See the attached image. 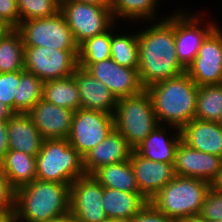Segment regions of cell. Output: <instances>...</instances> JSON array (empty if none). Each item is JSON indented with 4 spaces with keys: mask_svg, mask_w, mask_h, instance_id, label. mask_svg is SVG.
Segmentation results:
<instances>
[{
    "mask_svg": "<svg viewBox=\"0 0 222 222\" xmlns=\"http://www.w3.org/2000/svg\"><path fill=\"white\" fill-rule=\"evenodd\" d=\"M86 70L105 84L117 99L145 90L139 79L138 68L120 66L111 58L92 63Z\"/></svg>",
    "mask_w": 222,
    "mask_h": 222,
    "instance_id": "obj_14",
    "label": "cell"
},
{
    "mask_svg": "<svg viewBox=\"0 0 222 222\" xmlns=\"http://www.w3.org/2000/svg\"><path fill=\"white\" fill-rule=\"evenodd\" d=\"M78 45L87 39L108 31L116 22L110 7L60 0L59 11Z\"/></svg>",
    "mask_w": 222,
    "mask_h": 222,
    "instance_id": "obj_9",
    "label": "cell"
},
{
    "mask_svg": "<svg viewBox=\"0 0 222 222\" xmlns=\"http://www.w3.org/2000/svg\"><path fill=\"white\" fill-rule=\"evenodd\" d=\"M73 77L79 90L82 109L114 115L118 99L105 84L80 67L75 70Z\"/></svg>",
    "mask_w": 222,
    "mask_h": 222,
    "instance_id": "obj_20",
    "label": "cell"
},
{
    "mask_svg": "<svg viewBox=\"0 0 222 222\" xmlns=\"http://www.w3.org/2000/svg\"><path fill=\"white\" fill-rule=\"evenodd\" d=\"M37 178L71 185L84 176L83 157L70 145L68 139H44L36 156Z\"/></svg>",
    "mask_w": 222,
    "mask_h": 222,
    "instance_id": "obj_5",
    "label": "cell"
},
{
    "mask_svg": "<svg viewBox=\"0 0 222 222\" xmlns=\"http://www.w3.org/2000/svg\"><path fill=\"white\" fill-rule=\"evenodd\" d=\"M143 23L142 28L138 27L140 30H137L138 73L143 88L147 89L158 82L183 74L186 69L177 59L174 10L162 20Z\"/></svg>",
    "mask_w": 222,
    "mask_h": 222,
    "instance_id": "obj_1",
    "label": "cell"
},
{
    "mask_svg": "<svg viewBox=\"0 0 222 222\" xmlns=\"http://www.w3.org/2000/svg\"><path fill=\"white\" fill-rule=\"evenodd\" d=\"M176 222H209L205 217H203L200 213L192 214L187 217H182L176 220Z\"/></svg>",
    "mask_w": 222,
    "mask_h": 222,
    "instance_id": "obj_41",
    "label": "cell"
},
{
    "mask_svg": "<svg viewBox=\"0 0 222 222\" xmlns=\"http://www.w3.org/2000/svg\"><path fill=\"white\" fill-rule=\"evenodd\" d=\"M103 208L109 220L128 222L148 203L139 192L103 187Z\"/></svg>",
    "mask_w": 222,
    "mask_h": 222,
    "instance_id": "obj_24",
    "label": "cell"
},
{
    "mask_svg": "<svg viewBox=\"0 0 222 222\" xmlns=\"http://www.w3.org/2000/svg\"><path fill=\"white\" fill-rule=\"evenodd\" d=\"M78 67V52L24 47V70L43 82L71 76Z\"/></svg>",
    "mask_w": 222,
    "mask_h": 222,
    "instance_id": "obj_10",
    "label": "cell"
},
{
    "mask_svg": "<svg viewBox=\"0 0 222 222\" xmlns=\"http://www.w3.org/2000/svg\"><path fill=\"white\" fill-rule=\"evenodd\" d=\"M133 150L126 139L114 128L102 142L83 157L85 174L91 175L102 166L130 160Z\"/></svg>",
    "mask_w": 222,
    "mask_h": 222,
    "instance_id": "obj_19",
    "label": "cell"
},
{
    "mask_svg": "<svg viewBox=\"0 0 222 222\" xmlns=\"http://www.w3.org/2000/svg\"><path fill=\"white\" fill-rule=\"evenodd\" d=\"M42 99L73 111L81 108L79 90L73 75L45 81Z\"/></svg>",
    "mask_w": 222,
    "mask_h": 222,
    "instance_id": "obj_28",
    "label": "cell"
},
{
    "mask_svg": "<svg viewBox=\"0 0 222 222\" xmlns=\"http://www.w3.org/2000/svg\"><path fill=\"white\" fill-rule=\"evenodd\" d=\"M210 187L207 181L175 175L149 203L176 221L200 213Z\"/></svg>",
    "mask_w": 222,
    "mask_h": 222,
    "instance_id": "obj_4",
    "label": "cell"
},
{
    "mask_svg": "<svg viewBox=\"0 0 222 222\" xmlns=\"http://www.w3.org/2000/svg\"><path fill=\"white\" fill-rule=\"evenodd\" d=\"M120 25L123 27V24L120 23H115L112 26L111 59H113L120 66L138 68V34L135 32L137 29L132 32L131 28H127L128 30L124 28L121 29ZM129 29H131V32Z\"/></svg>",
    "mask_w": 222,
    "mask_h": 222,
    "instance_id": "obj_26",
    "label": "cell"
},
{
    "mask_svg": "<svg viewBox=\"0 0 222 222\" xmlns=\"http://www.w3.org/2000/svg\"><path fill=\"white\" fill-rule=\"evenodd\" d=\"M21 23L17 0H0V26L17 28Z\"/></svg>",
    "mask_w": 222,
    "mask_h": 222,
    "instance_id": "obj_36",
    "label": "cell"
},
{
    "mask_svg": "<svg viewBox=\"0 0 222 222\" xmlns=\"http://www.w3.org/2000/svg\"><path fill=\"white\" fill-rule=\"evenodd\" d=\"M0 222H15L14 208H0Z\"/></svg>",
    "mask_w": 222,
    "mask_h": 222,
    "instance_id": "obj_40",
    "label": "cell"
},
{
    "mask_svg": "<svg viewBox=\"0 0 222 222\" xmlns=\"http://www.w3.org/2000/svg\"><path fill=\"white\" fill-rule=\"evenodd\" d=\"M70 185L41 181L15 190V222H49L69 215Z\"/></svg>",
    "mask_w": 222,
    "mask_h": 222,
    "instance_id": "obj_2",
    "label": "cell"
},
{
    "mask_svg": "<svg viewBox=\"0 0 222 222\" xmlns=\"http://www.w3.org/2000/svg\"><path fill=\"white\" fill-rule=\"evenodd\" d=\"M106 222H125V221H120V220H108Z\"/></svg>",
    "mask_w": 222,
    "mask_h": 222,
    "instance_id": "obj_46",
    "label": "cell"
},
{
    "mask_svg": "<svg viewBox=\"0 0 222 222\" xmlns=\"http://www.w3.org/2000/svg\"><path fill=\"white\" fill-rule=\"evenodd\" d=\"M27 113L44 139H67L69 137L73 110L41 99Z\"/></svg>",
    "mask_w": 222,
    "mask_h": 222,
    "instance_id": "obj_17",
    "label": "cell"
},
{
    "mask_svg": "<svg viewBox=\"0 0 222 222\" xmlns=\"http://www.w3.org/2000/svg\"><path fill=\"white\" fill-rule=\"evenodd\" d=\"M112 27L79 45L78 66L87 69L92 63L111 58Z\"/></svg>",
    "mask_w": 222,
    "mask_h": 222,
    "instance_id": "obj_32",
    "label": "cell"
},
{
    "mask_svg": "<svg viewBox=\"0 0 222 222\" xmlns=\"http://www.w3.org/2000/svg\"><path fill=\"white\" fill-rule=\"evenodd\" d=\"M91 175L103 187L125 192H139L130 160L102 166Z\"/></svg>",
    "mask_w": 222,
    "mask_h": 222,
    "instance_id": "obj_27",
    "label": "cell"
},
{
    "mask_svg": "<svg viewBox=\"0 0 222 222\" xmlns=\"http://www.w3.org/2000/svg\"><path fill=\"white\" fill-rule=\"evenodd\" d=\"M20 20L49 18L60 11V0H17Z\"/></svg>",
    "mask_w": 222,
    "mask_h": 222,
    "instance_id": "obj_33",
    "label": "cell"
},
{
    "mask_svg": "<svg viewBox=\"0 0 222 222\" xmlns=\"http://www.w3.org/2000/svg\"><path fill=\"white\" fill-rule=\"evenodd\" d=\"M24 70V44L16 28L0 33V73Z\"/></svg>",
    "mask_w": 222,
    "mask_h": 222,
    "instance_id": "obj_29",
    "label": "cell"
},
{
    "mask_svg": "<svg viewBox=\"0 0 222 222\" xmlns=\"http://www.w3.org/2000/svg\"><path fill=\"white\" fill-rule=\"evenodd\" d=\"M114 129V116L80 108L74 111L68 142L84 157Z\"/></svg>",
    "mask_w": 222,
    "mask_h": 222,
    "instance_id": "obj_11",
    "label": "cell"
},
{
    "mask_svg": "<svg viewBox=\"0 0 222 222\" xmlns=\"http://www.w3.org/2000/svg\"><path fill=\"white\" fill-rule=\"evenodd\" d=\"M9 150L37 156L44 142L28 113H15L8 121Z\"/></svg>",
    "mask_w": 222,
    "mask_h": 222,
    "instance_id": "obj_22",
    "label": "cell"
},
{
    "mask_svg": "<svg viewBox=\"0 0 222 222\" xmlns=\"http://www.w3.org/2000/svg\"><path fill=\"white\" fill-rule=\"evenodd\" d=\"M102 198L103 186L92 175L78 177L70 185L69 214L77 222H106Z\"/></svg>",
    "mask_w": 222,
    "mask_h": 222,
    "instance_id": "obj_12",
    "label": "cell"
},
{
    "mask_svg": "<svg viewBox=\"0 0 222 222\" xmlns=\"http://www.w3.org/2000/svg\"><path fill=\"white\" fill-rule=\"evenodd\" d=\"M15 112L7 105L0 103V119L9 120Z\"/></svg>",
    "mask_w": 222,
    "mask_h": 222,
    "instance_id": "obj_42",
    "label": "cell"
},
{
    "mask_svg": "<svg viewBox=\"0 0 222 222\" xmlns=\"http://www.w3.org/2000/svg\"><path fill=\"white\" fill-rule=\"evenodd\" d=\"M20 83V70L0 73V103L9 106L14 111V96Z\"/></svg>",
    "mask_w": 222,
    "mask_h": 222,
    "instance_id": "obj_35",
    "label": "cell"
},
{
    "mask_svg": "<svg viewBox=\"0 0 222 222\" xmlns=\"http://www.w3.org/2000/svg\"><path fill=\"white\" fill-rule=\"evenodd\" d=\"M7 121L8 120L0 119V162L4 159L6 153L9 151Z\"/></svg>",
    "mask_w": 222,
    "mask_h": 222,
    "instance_id": "obj_39",
    "label": "cell"
},
{
    "mask_svg": "<svg viewBox=\"0 0 222 222\" xmlns=\"http://www.w3.org/2000/svg\"><path fill=\"white\" fill-rule=\"evenodd\" d=\"M114 128L135 149L159 125L148 92L118 98L114 111Z\"/></svg>",
    "mask_w": 222,
    "mask_h": 222,
    "instance_id": "obj_6",
    "label": "cell"
},
{
    "mask_svg": "<svg viewBox=\"0 0 222 222\" xmlns=\"http://www.w3.org/2000/svg\"><path fill=\"white\" fill-rule=\"evenodd\" d=\"M43 83L33 73L20 70V83L14 96L15 113H27L42 99Z\"/></svg>",
    "mask_w": 222,
    "mask_h": 222,
    "instance_id": "obj_30",
    "label": "cell"
},
{
    "mask_svg": "<svg viewBox=\"0 0 222 222\" xmlns=\"http://www.w3.org/2000/svg\"><path fill=\"white\" fill-rule=\"evenodd\" d=\"M49 222H77L70 214L67 216H64L60 219H56L53 221H49Z\"/></svg>",
    "mask_w": 222,
    "mask_h": 222,
    "instance_id": "obj_45",
    "label": "cell"
},
{
    "mask_svg": "<svg viewBox=\"0 0 222 222\" xmlns=\"http://www.w3.org/2000/svg\"><path fill=\"white\" fill-rule=\"evenodd\" d=\"M16 29L21 34L24 47H44L71 52L79 50L74 34L60 12L49 18L22 21Z\"/></svg>",
    "mask_w": 222,
    "mask_h": 222,
    "instance_id": "obj_8",
    "label": "cell"
},
{
    "mask_svg": "<svg viewBox=\"0 0 222 222\" xmlns=\"http://www.w3.org/2000/svg\"><path fill=\"white\" fill-rule=\"evenodd\" d=\"M184 5L174 10V37L177 59L186 69L196 58L203 41L221 23L208 20L204 15L207 10L200 8V12L198 9L194 12L190 9V12Z\"/></svg>",
    "mask_w": 222,
    "mask_h": 222,
    "instance_id": "obj_7",
    "label": "cell"
},
{
    "mask_svg": "<svg viewBox=\"0 0 222 222\" xmlns=\"http://www.w3.org/2000/svg\"><path fill=\"white\" fill-rule=\"evenodd\" d=\"M218 123H219V125H220L221 128H222V117H221V119H220V121H219Z\"/></svg>",
    "mask_w": 222,
    "mask_h": 222,
    "instance_id": "obj_47",
    "label": "cell"
},
{
    "mask_svg": "<svg viewBox=\"0 0 222 222\" xmlns=\"http://www.w3.org/2000/svg\"><path fill=\"white\" fill-rule=\"evenodd\" d=\"M128 222H176L162 212L157 211L149 202Z\"/></svg>",
    "mask_w": 222,
    "mask_h": 222,
    "instance_id": "obj_37",
    "label": "cell"
},
{
    "mask_svg": "<svg viewBox=\"0 0 222 222\" xmlns=\"http://www.w3.org/2000/svg\"><path fill=\"white\" fill-rule=\"evenodd\" d=\"M222 158L189 147L182 140L175 152L174 172L177 176L212 182L221 169Z\"/></svg>",
    "mask_w": 222,
    "mask_h": 222,
    "instance_id": "obj_15",
    "label": "cell"
},
{
    "mask_svg": "<svg viewBox=\"0 0 222 222\" xmlns=\"http://www.w3.org/2000/svg\"><path fill=\"white\" fill-rule=\"evenodd\" d=\"M186 73L198 87L222 84V25L203 41Z\"/></svg>",
    "mask_w": 222,
    "mask_h": 222,
    "instance_id": "obj_13",
    "label": "cell"
},
{
    "mask_svg": "<svg viewBox=\"0 0 222 222\" xmlns=\"http://www.w3.org/2000/svg\"><path fill=\"white\" fill-rule=\"evenodd\" d=\"M0 169L15 190L37 178L36 157L21 151L9 150Z\"/></svg>",
    "mask_w": 222,
    "mask_h": 222,
    "instance_id": "obj_25",
    "label": "cell"
},
{
    "mask_svg": "<svg viewBox=\"0 0 222 222\" xmlns=\"http://www.w3.org/2000/svg\"><path fill=\"white\" fill-rule=\"evenodd\" d=\"M198 89L186 72L148 87L158 123L181 130L194 119Z\"/></svg>",
    "mask_w": 222,
    "mask_h": 222,
    "instance_id": "obj_3",
    "label": "cell"
},
{
    "mask_svg": "<svg viewBox=\"0 0 222 222\" xmlns=\"http://www.w3.org/2000/svg\"><path fill=\"white\" fill-rule=\"evenodd\" d=\"M200 214L209 222L222 221V192L210 187Z\"/></svg>",
    "mask_w": 222,
    "mask_h": 222,
    "instance_id": "obj_34",
    "label": "cell"
},
{
    "mask_svg": "<svg viewBox=\"0 0 222 222\" xmlns=\"http://www.w3.org/2000/svg\"><path fill=\"white\" fill-rule=\"evenodd\" d=\"M0 208H15V189L0 169Z\"/></svg>",
    "mask_w": 222,
    "mask_h": 222,
    "instance_id": "obj_38",
    "label": "cell"
},
{
    "mask_svg": "<svg viewBox=\"0 0 222 222\" xmlns=\"http://www.w3.org/2000/svg\"><path fill=\"white\" fill-rule=\"evenodd\" d=\"M80 3L92 4L97 6L110 7L111 0H74Z\"/></svg>",
    "mask_w": 222,
    "mask_h": 222,
    "instance_id": "obj_43",
    "label": "cell"
},
{
    "mask_svg": "<svg viewBox=\"0 0 222 222\" xmlns=\"http://www.w3.org/2000/svg\"><path fill=\"white\" fill-rule=\"evenodd\" d=\"M181 140L180 129L159 124L135 150L152 161L174 164L175 152Z\"/></svg>",
    "mask_w": 222,
    "mask_h": 222,
    "instance_id": "obj_18",
    "label": "cell"
},
{
    "mask_svg": "<svg viewBox=\"0 0 222 222\" xmlns=\"http://www.w3.org/2000/svg\"><path fill=\"white\" fill-rule=\"evenodd\" d=\"M222 117V84L199 86L195 117L198 120L219 122Z\"/></svg>",
    "mask_w": 222,
    "mask_h": 222,
    "instance_id": "obj_31",
    "label": "cell"
},
{
    "mask_svg": "<svg viewBox=\"0 0 222 222\" xmlns=\"http://www.w3.org/2000/svg\"><path fill=\"white\" fill-rule=\"evenodd\" d=\"M211 187L222 192V165H221V169L218 172L217 177L212 182Z\"/></svg>",
    "mask_w": 222,
    "mask_h": 222,
    "instance_id": "obj_44",
    "label": "cell"
},
{
    "mask_svg": "<svg viewBox=\"0 0 222 222\" xmlns=\"http://www.w3.org/2000/svg\"><path fill=\"white\" fill-rule=\"evenodd\" d=\"M163 1L164 0H111L110 9L116 23L123 21L125 22L123 24H132L131 26L135 23L134 26L136 25L135 27H137V25L141 26V23L144 21L151 22L166 18L167 15L161 16L158 14L161 8L160 5L162 3L165 4Z\"/></svg>",
    "mask_w": 222,
    "mask_h": 222,
    "instance_id": "obj_23",
    "label": "cell"
},
{
    "mask_svg": "<svg viewBox=\"0 0 222 222\" xmlns=\"http://www.w3.org/2000/svg\"><path fill=\"white\" fill-rule=\"evenodd\" d=\"M180 131L189 147L222 158V128L218 122L194 118Z\"/></svg>",
    "mask_w": 222,
    "mask_h": 222,
    "instance_id": "obj_21",
    "label": "cell"
},
{
    "mask_svg": "<svg viewBox=\"0 0 222 222\" xmlns=\"http://www.w3.org/2000/svg\"><path fill=\"white\" fill-rule=\"evenodd\" d=\"M130 163L139 193L148 202L175 177L173 164L152 161L141 156L135 149L130 155Z\"/></svg>",
    "mask_w": 222,
    "mask_h": 222,
    "instance_id": "obj_16",
    "label": "cell"
}]
</instances>
